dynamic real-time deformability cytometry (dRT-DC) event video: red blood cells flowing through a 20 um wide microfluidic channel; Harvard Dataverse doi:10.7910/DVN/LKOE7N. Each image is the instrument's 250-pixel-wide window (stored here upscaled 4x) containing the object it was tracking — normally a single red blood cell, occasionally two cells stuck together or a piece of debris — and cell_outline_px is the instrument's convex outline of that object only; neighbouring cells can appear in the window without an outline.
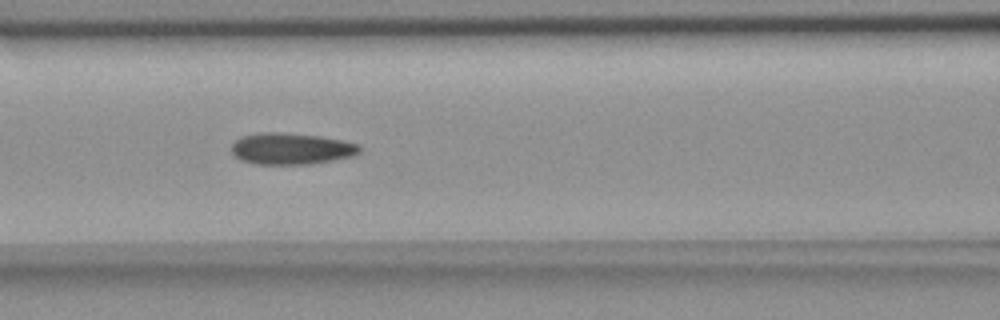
{"species": "common noctule bat (a hibernating species)", "species_latin": "Nyctalus noctula", "temperature_condition": "room temperature", "stored_images_in_passage": 7, "camera_frame_rate_fps": 3000, "um_per_image_px": 0.085, "animal": {"sex": "female", "body_mass_g": 18.4}, "frame": {"image": 1, "passage_image": 7, "time_ms": 2.0, "image_size_px": [1000, 320], "cell_outline_px": [[360, 152], [352, 156], [332, 160], [308, 164], [256, 164], [240, 160], [232, 152], [232, 144], [240, 136], [264, 132], [280, 132], [320, 136], [344, 140], [360, 144]], "centroid_in_image_um": [24.76, 12.63], "position_along_channel_um": 141.8, "area_um2": 23.52}}